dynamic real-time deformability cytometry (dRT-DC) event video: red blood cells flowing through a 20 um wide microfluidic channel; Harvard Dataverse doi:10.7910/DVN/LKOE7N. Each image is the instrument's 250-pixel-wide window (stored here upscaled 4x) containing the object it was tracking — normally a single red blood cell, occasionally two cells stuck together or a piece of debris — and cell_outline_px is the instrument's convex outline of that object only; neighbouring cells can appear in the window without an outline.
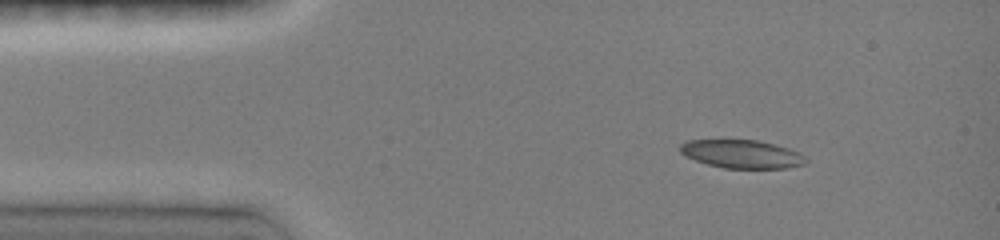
{"species": "common noctule bat (a hibernating species)", "species_latin": "Nyctalus noctula", "temperature_condition": "room temperature", "stored_images_in_passage": 42, "camera_frame_rate_fps": 3000, "um_per_image_px": 0.085, "animal": {"sex": "female", "body_mass_g": 19.0, "forearm_length_mm": 51.5}, "frame": {"image": 1, "passage_image": 1, "time_ms": 0.0, "image_size_px": [1000, 240], "cell_outline_px": [[808, 164], [788, 168], [724, 168], [708, 164], [684, 156], [680, 152], [680, 144], [688, 140], [756, 140], [788, 148], [800, 152], [808, 160]], "centroid_in_image_um": [63.08, 13.1], "position_along_channel_um": 21.9, "area_um2": 20.75}}
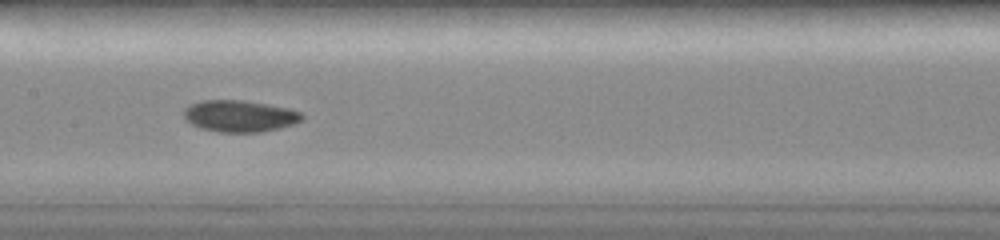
{"frame": {"image": 2, "passage_image": 18, "time_ms": 5.667, "image_size_px": [1000, 240], "cell_outline_px": [[304, 116], [300, 120], [292, 124], [280, 128], [264, 132], [220, 132], [200, 128], [192, 124], [184, 116], [184, 108], [188, 104], [200, 100], [244, 100], [288, 108], [300, 112]], "centroid_in_image_um": [20.34, 9.86], "position_along_channel_um": 187.1, "area_um2": 21.79}}
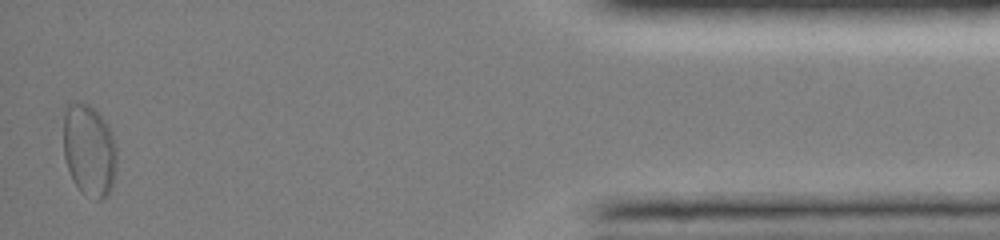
{"frame": {"image": 3, "passage_image": 41, "time_ms": 13.333, "image_size_px": [1000, 240], "cell_outline_px": [[116, 168], [112, 188], [100, 200], [96, 200], [80, 192], [72, 180], [64, 156], [64, 108], [68, 104], [88, 104], [96, 108], [108, 124], [112, 132], [116, 148]], "centroid_in_image_um": [7.59, 12.77], "position_along_channel_um": 427.6, "area_um2": 28.84}, "authors_computed_cell_mechanics": {"area_um2": 21.7906, "velocity_mm_per_s": 4.0093, "shape_relaxation_time_tau1_ms": 2.6723, "shape_relaxation_time_tau2_ms": 2.8088, "deformation_change_tau1": 0.0789, "deformation_change_tau2": 0.0336}}